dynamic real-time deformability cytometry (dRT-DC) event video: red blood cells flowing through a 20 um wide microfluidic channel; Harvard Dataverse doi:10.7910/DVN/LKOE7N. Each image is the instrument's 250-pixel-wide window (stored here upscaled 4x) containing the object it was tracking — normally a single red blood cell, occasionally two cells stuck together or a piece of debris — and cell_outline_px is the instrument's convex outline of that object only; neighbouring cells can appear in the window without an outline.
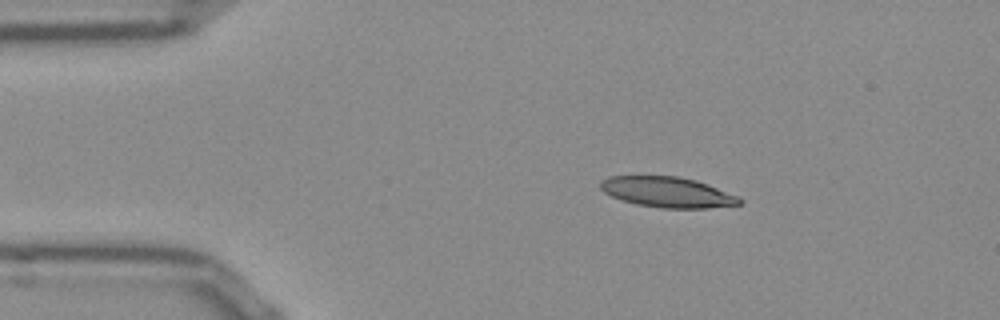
{"species": "Egyptian fruit bat (a non-hibernating species)", "species_latin": "Rousettus aegyptiacus", "temperature_condition": "room temperature", "stored_images_in_passage": 44, "camera_frame_rate_fps": 3000, "um_per_image_px": 0.085, "frame": {"image": 1, "passage_image": 1, "time_ms": 0.0, "image_size_px": [1000, 320], "cell_outline_px": [[744, 204], [708, 208], [664, 208], [636, 204], [612, 196], [604, 192], [600, 188], [600, 180], [608, 176], [676, 176], [696, 180], [708, 184], [740, 196], [744, 200]], "centroid_in_image_um": [56.79, 16.33], "position_along_channel_um": 28.2, "area_um2": 24.85}}
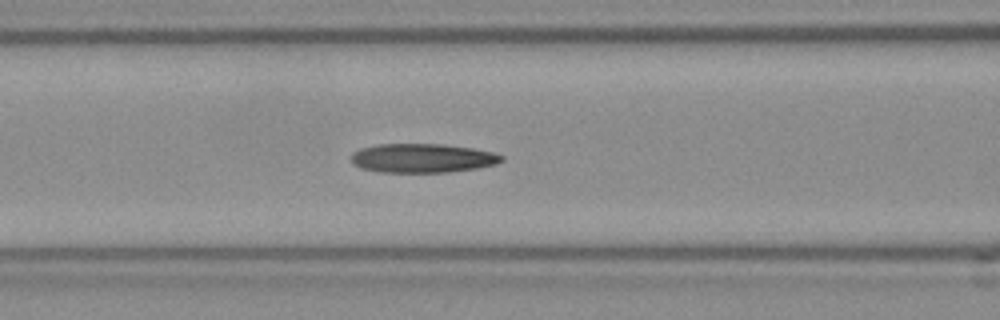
{"frame": {"image": 2, "passage_image": 13, "time_ms": 4.0, "image_size_px": [1000, 320], "cell_outline_px": [[504, 160], [496, 164], [476, 168], [448, 172], [380, 172], [364, 168], [352, 164], [352, 152], [360, 148], [380, 144], [440, 144], [472, 148], [492, 152], [504, 156]], "centroid_in_image_um": [35.91, 13.44], "position_along_channel_um": 130.7, "area_um2": 25.32}}
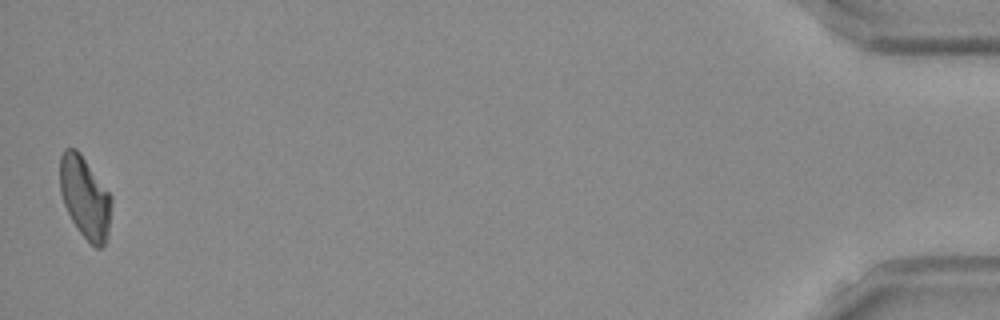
{"frame": {"image": 3, "passage_image": 44, "time_ms": 14.333, "image_size_px": [1000, 320], "cell_outline_px": [[112, 204], [108, 236], [104, 244], [100, 248], [96, 248], [80, 232], [72, 220], [64, 204], [60, 192], [60, 156], [64, 148], [76, 148], [80, 152], [112, 196]], "centroid_in_image_um": [7.23, 16.75], "position_along_channel_um": 428.0, "area_um2": 24.57}, "authors_computed_cell_mechanics": {"area_um2": 25.1141, "velocity_mm_per_s": 3.8266, "shape_relaxation_time_tau1_ms": 6.0728, "shape_relaxation_time_tau2_ms": 4.2962, "deformation_change_tau1": 0.1695, "deformation_change_tau2": 0.1218}}